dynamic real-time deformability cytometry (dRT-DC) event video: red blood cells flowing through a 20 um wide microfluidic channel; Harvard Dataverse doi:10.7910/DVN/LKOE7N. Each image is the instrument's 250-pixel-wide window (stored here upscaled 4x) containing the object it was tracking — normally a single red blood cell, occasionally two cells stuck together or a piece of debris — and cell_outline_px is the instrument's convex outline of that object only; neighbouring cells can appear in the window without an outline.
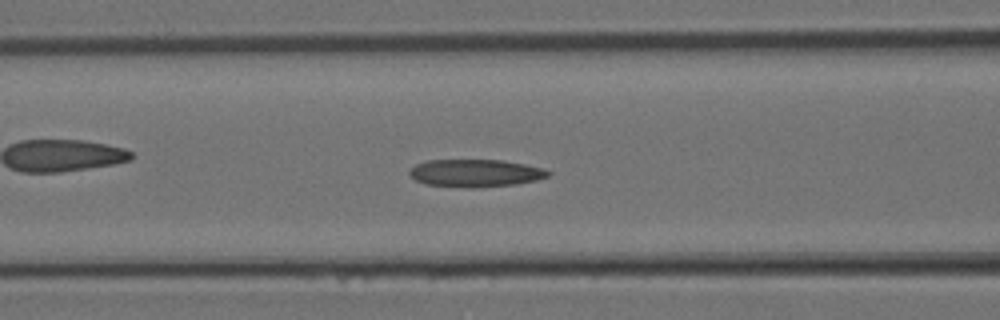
{"species": "Egyptian fruit bat (a non-hibernating species)", "species_latin": "Rousettus aegyptiacus", "temperature_condition": "room temperature", "stored_images_in_passage": 18, "camera_frame_rate_fps": 3000, "um_per_image_px": 0.085, "animal": {"sex": "female"}, "frame": {"image": 1, "passage_image": 11, "time_ms": 3.333, "image_size_px": [1000, 320], "cell_outline_px": [[552, 172], [548, 176], [536, 180], [516, 184], [472, 188], [468, 188], [424, 184], [408, 176], [408, 172], [416, 164], [428, 160], [500, 160], [524, 164], [544, 168]], "centroid_in_image_um": [40.39, 14.72], "position_along_channel_um": 126.2, "area_um2": 22.37}}
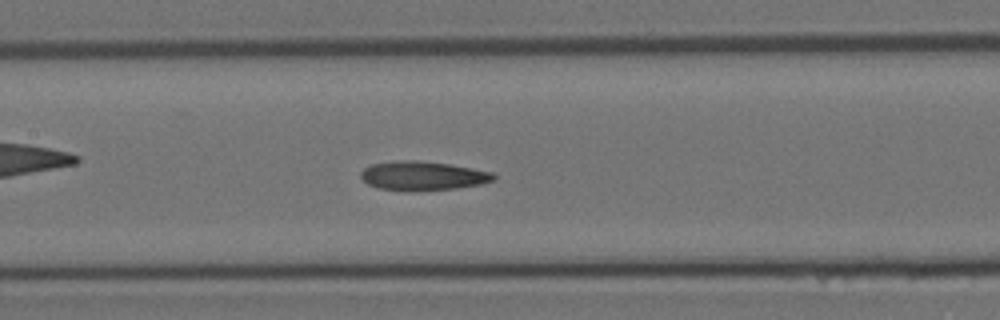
{"frame": {"image": 2, "passage_image": 13, "time_ms": 4.0, "image_size_px": [1000, 320], "cell_outline_px": [[496, 180], [480, 184], [456, 188], [380, 188], [368, 184], [360, 176], [360, 172], [364, 168], [372, 164], [400, 160], [416, 160], [448, 164], [472, 168], [492, 172], [496, 176]], "centroid_in_image_um": [35.97, 14.89], "position_along_channel_um": 171.4, "area_um2": 21.44}}
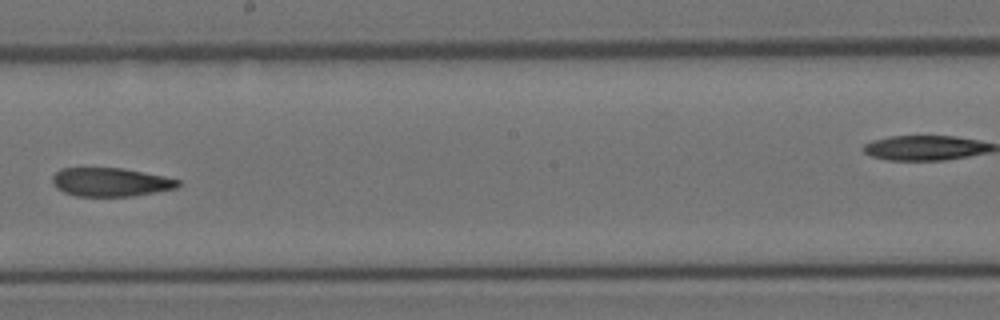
{"frame": {"image": 3, "passage_image": 16, "time_ms": 5.0, "image_size_px": [1000, 320], "cell_outline_px": [[180, 184], [176, 188], [156, 192], [132, 196], [76, 196], [64, 192], [56, 188], [52, 184], [52, 176], [60, 168], [124, 168], [164, 176], [180, 180]], "centroid_in_image_um": [9.38, 15.47], "position_along_channel_um": 238.8, "area_um2": 21.04}}